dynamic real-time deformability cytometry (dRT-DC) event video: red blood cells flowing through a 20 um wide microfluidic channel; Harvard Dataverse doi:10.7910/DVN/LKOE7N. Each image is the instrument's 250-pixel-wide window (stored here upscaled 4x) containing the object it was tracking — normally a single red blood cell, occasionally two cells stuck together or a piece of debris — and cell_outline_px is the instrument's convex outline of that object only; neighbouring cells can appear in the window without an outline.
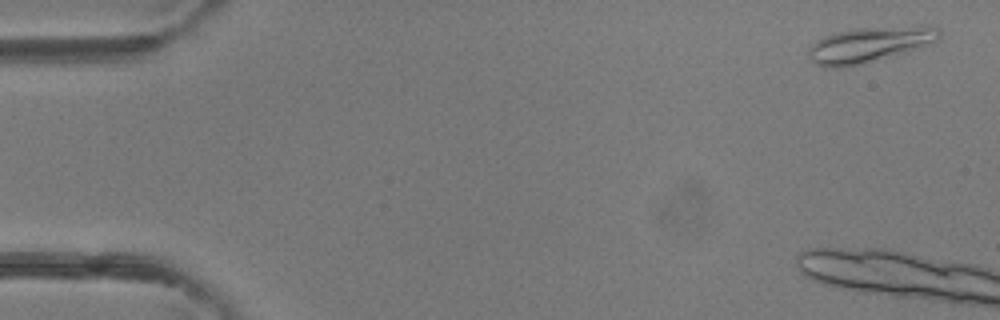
{"species": "common noctule bat (a hibernating species)", "species_latin": "Nyctalus noctula", "temperature_condition": "room temperature", "stored_images_in_passage": 5, "camera_frame_rate_fps": 3000, "um_per_image_px": 0.085, "animal": {"sex": "female"}, "frame": {"image": 1, "passage_image": 2, "time_ms": 0.333, "image_size_px": [1000, 320], "cell_outline_px": [[940, 40], [904, 52], [840, 68], [824, 68], [808, 60], [808, 48], [816, 40], [824, 36], [836, 32], [852, 28], [916, 24], [924, 24], [940, 28]], "centroid_in_image_um": [73.9, 3.74], "position_along_channel_um": 11.1, "area_um2": 27.4}}